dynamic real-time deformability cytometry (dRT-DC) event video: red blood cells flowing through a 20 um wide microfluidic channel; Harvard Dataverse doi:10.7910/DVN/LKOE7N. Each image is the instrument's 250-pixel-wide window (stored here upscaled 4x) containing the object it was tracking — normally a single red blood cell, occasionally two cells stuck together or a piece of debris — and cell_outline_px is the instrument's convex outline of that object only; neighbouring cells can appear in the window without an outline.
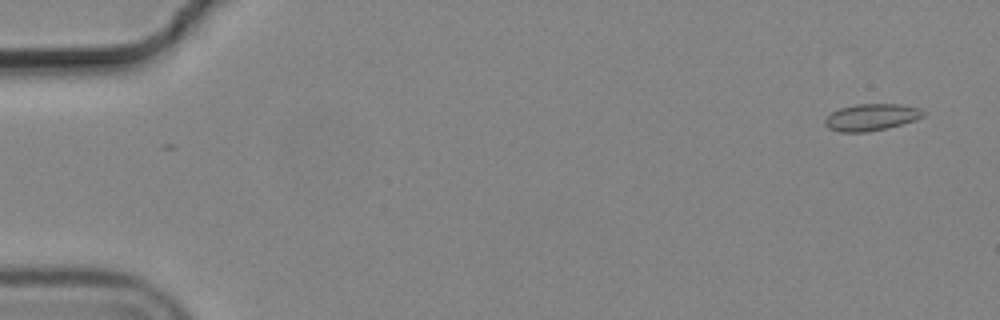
{"species": "common noctule bat (a hibernating species)", "species_latin": "Nyctalus noctula", "temperature_condition": "cold", "stored_images_in_passage": 7, "camera_frame_rate_fps": 3000, "um_per_image_px": 0.085, "animal": {"sex": "male", "body_mass_g": 19.2, "forearm_length_mm": 51.8}, "frame": {"image": 1, "passage_image": 1, "time_ms": 0.0, "image_size_px": [1000, 320], "cell_outline_px": [[928, 112], [924, 116], [916, 120], [888, 128], [868, 132], [840, 132], [828, 128], [824, 124], [824, 120], [832, 112], [840, 108], [856, 104], [900, 104], [920, 108]], "centroid_in_image_um": [74.1, 9.96], "position_along_channel_um": 10.9, "area_um2": 15.55}}
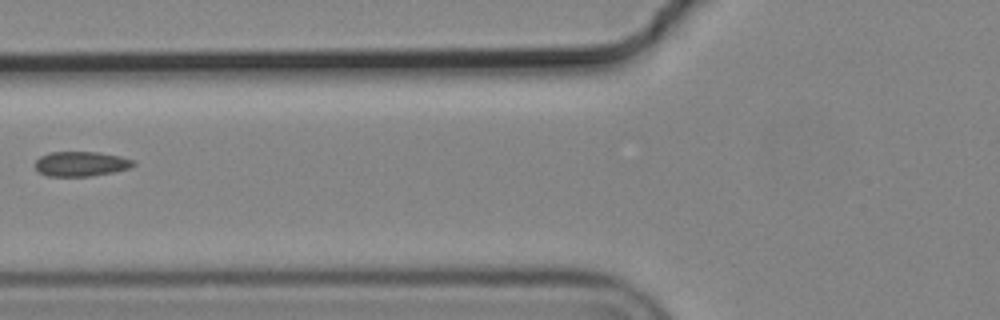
{"frame": {"image": 2, "passage_image": 6, "time_ms": 1.667, "image_size_px": [1000, 320], "cell_outline_px": [[136, 164], [128, 168], [112, 172], [88, 176], [48, 176], [40, 172], [32, 164], [40, 156], [48, 152], [100, 152], [120, 156], [136, 160]], "centroid_in_image_um": [6.87, 13.91], "position_along_channel_um": 118.9, "area_um2": 14.28}}
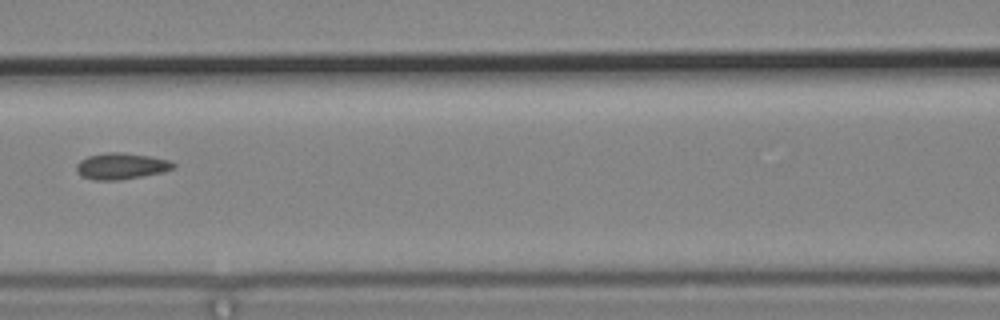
{"frame": {"image": 3, "passage_image": 7, "time_ms": 2.0, "image_size_px": [1000, 320], "cell_outline_px": [[176, 168], [164, 172], [144, 176], [120, 180], [92, 180], [80, 176], [76, 172], [76, 164], [80, 160], [88, 156], [108, 152], [124, 152], [148, 156], [168, 160], [176, 164]], "centroid_in_image_um": [10.29, 14.13], "position_along_channel_um": 156.3, "area_um2": 15.09}}